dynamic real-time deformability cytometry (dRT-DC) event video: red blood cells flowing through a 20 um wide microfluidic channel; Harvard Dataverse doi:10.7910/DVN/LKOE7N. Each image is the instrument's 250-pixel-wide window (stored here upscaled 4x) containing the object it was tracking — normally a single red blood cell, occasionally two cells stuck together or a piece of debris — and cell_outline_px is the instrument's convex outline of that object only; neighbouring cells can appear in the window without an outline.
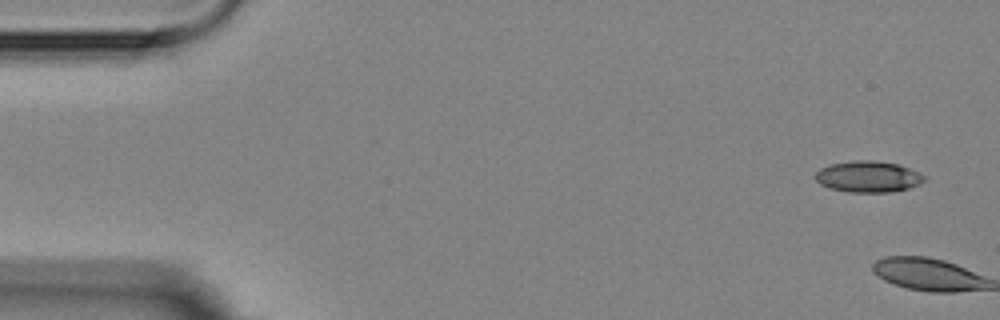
{"species": "Egyptian fruit bat (a non-hibernating species)", "species_latin": "Rousettus aegyptiacus", "temperature_condition": "room temperature", "stored_images_in_passage": 5, "camera_frame_rate_fps": 3000, "um_per_image_px": 0.085, "animal": {"sex": "female"}, "frame": {"image": 1, "passage_image": 1, "time_ms": 0.0, "image_size_px": [1000, 320], "cell_outline_px": [[928, 180], [920, 184], [908, 188], [892, 192], [848, 192], [828, 188], [820, 184], [812, 176], [820, 168], [828, 164], [852, 160], [872, 160], [896, 164], [908, 168], [924, 176]], "centroid_in_image_um": [73.74, 15.02], "position_along_channel_um": 11.3, "area_um2": 20.0}}